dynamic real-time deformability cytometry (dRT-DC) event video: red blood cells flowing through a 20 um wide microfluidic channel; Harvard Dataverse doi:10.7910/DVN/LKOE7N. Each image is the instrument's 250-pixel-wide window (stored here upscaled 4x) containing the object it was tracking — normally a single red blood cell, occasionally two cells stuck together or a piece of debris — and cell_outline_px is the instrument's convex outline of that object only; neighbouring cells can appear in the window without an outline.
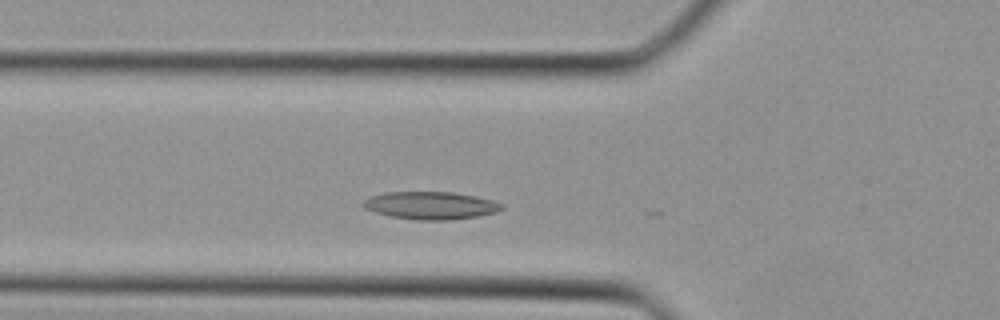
{"species": "Egyptian fruit bat (a non-hibernating species)", "species_latin": "Rousettus aegyptiacus", "temperature_condition": "cold", "stored_images_in_passage": 16, "camera_frame_rate_fps": 3000, "um_per_image_px": 0.085, "animal": {"sex": "female"}, "frame": {"image": 1, "passage_image": 6, "time_ms": 1.667, "image_size_px": [1000, 320], "cell_outline_px": [[504, 208], [496, 212], [476, 216], [452, 220], [420, 220], [392, 216], [376, 212], [364, 208], [360, 204], [364, 200], [372, 196], [384, 192], [452, 192], [476, 196], [492, 200], [504, 204]], "centroid_in_image_um": [36.62, 17.46], "position_along_channel_um": 89.2, "area_um2": 22.25}}
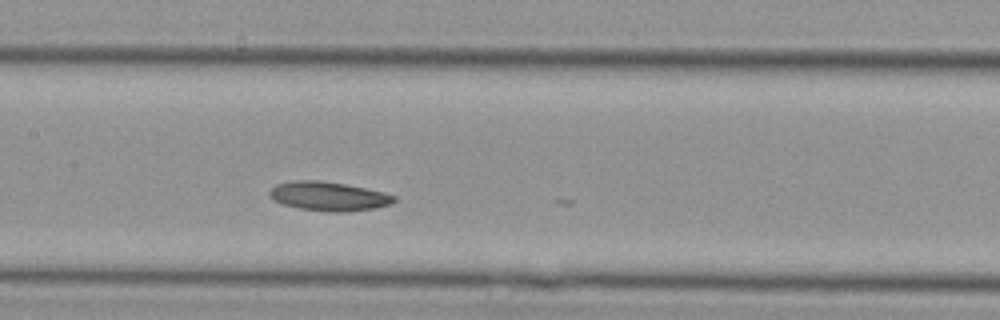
{"frame": {"image": 2, "passage_image": 11, "time_ms": 3.333, "image_size_px": [1000, 320], "cell_outline_px": [[396, 200], [392, 204], [376, 208], [344, 212], [328, 212], [300, 208], [284, 204], [272, 200], [268, 196], [268, 192], [276, 184], [292, 180], [320, 180], [344, 184], [384, 192], [396, 196]], "centroid_in_image_um": [27.92, 16.68], "position_along_channel_um": 179.5, "area_um2": 21.21}}
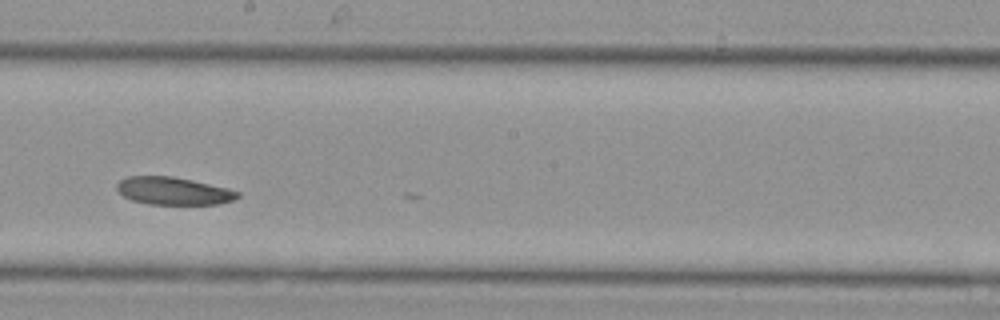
{"frame": {"image": 3, "passage_image": 14, "time_ms": 4.333, "image_size_px": [1000, 320], "cell_outline_px": [[240, 196], [232, 200], [216, 204], [148, 204], [132, 200], [124, 196], [116, 188], [116, 184], [120, 180], [128, 176], [172, 176], [192, 180], [228, 188], [240, 192]], "centroid_in_image_um": [14.73, 16.22], "position_along_channel_um": 233.5, "area_um2": 19.36}}